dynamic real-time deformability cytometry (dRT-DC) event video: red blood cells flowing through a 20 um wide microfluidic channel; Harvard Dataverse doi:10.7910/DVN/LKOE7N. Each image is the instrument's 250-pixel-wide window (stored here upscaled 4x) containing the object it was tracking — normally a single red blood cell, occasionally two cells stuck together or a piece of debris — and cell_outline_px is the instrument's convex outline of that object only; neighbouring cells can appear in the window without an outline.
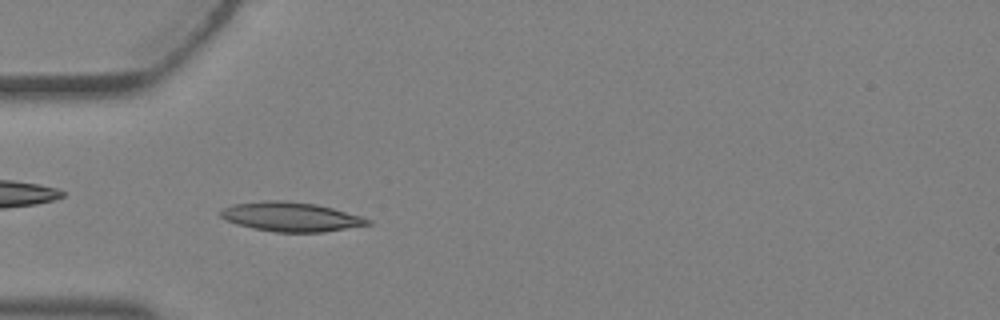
{"species": "Egyptian fruit bat (a non-hibernating species)", "species_latin": "Rousettus aegyptiacus", "temperature_condition": "warm", "stored_images_in_passage": 5, "camera_frame_rate_fps": 3000, "um_per_image_px": 0.085, "animal": {"sex": "female"}, "frame": {"image": 1, "passage_image": 5, "time_ms": 1.333, "image_size_px": [1000, 320], "cell_outline_px": [[372, 224], [324, 232], [276, 232], [252, 228], [236, 224], [224, 220], [220, 216], [220, 212], [224, 208], [232, 204], [264, 200], [284, 200], [316, 204], [332, 208], [360, 216], [372, 220]], "centroid_in_image_um": [24.7, 18.42], "position_along_channel_um": 60.3, "area_um2": 25.2}}